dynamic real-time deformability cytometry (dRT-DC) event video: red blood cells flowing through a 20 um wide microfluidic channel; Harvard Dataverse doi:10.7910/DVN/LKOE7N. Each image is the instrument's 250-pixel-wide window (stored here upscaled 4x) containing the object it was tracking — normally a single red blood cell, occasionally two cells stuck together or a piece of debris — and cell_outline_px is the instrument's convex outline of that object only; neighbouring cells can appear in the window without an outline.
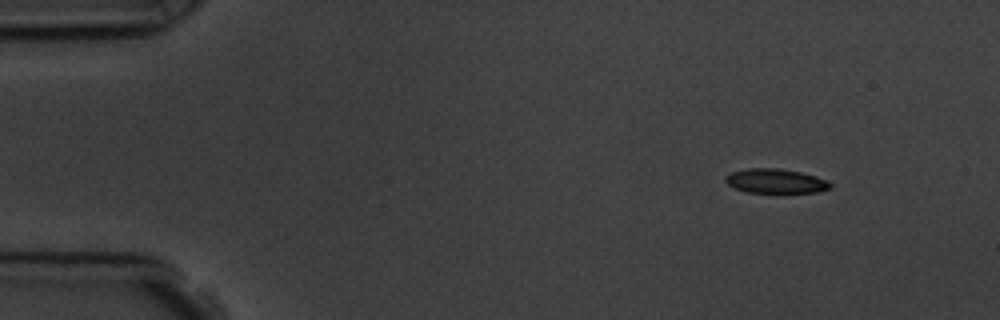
{"species": "common noctule bat (a hibernating species)", "species_latin": "Nyctalus noctula", "temperature_condition": "room temperature", "stored_images_in_passage": 4, "camera_frame_rate_fps": 3000, "um_per_image_px": 0.085, "animal": {"sex": "male", "body_mass_g": 19.5, "forearm_length_mm": 54.6}, "frame": {"image": 1, "passage_image": 1, "time_ms": 0.0, "image_size_px": [1000, 320], "cell_outline_px": [[832, 188], [816, 192], [784, 196], [748, 192], [736, 188], [728, 184], [724, 180], [724, 176], [732, 172], [748, 168], [776, 168], [800, 172], [816, 176], [832, 184]], "centroid_in_image_um": [65.95, 15.45], "position_along_channel_um": 19.1, "area_um2": 15.66}}
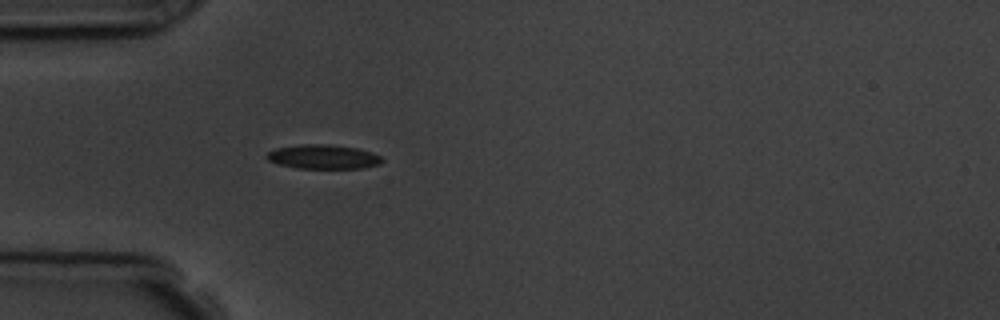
{"frame": {"image": 2, "passage_image": 4, "time_ms": 3.333, "image_size_px": [1000, 320], "cell_outline_px": [[384, 160], [380, 164], [364, 168], [296, 168], [280, 164], [268, 160], [264, 156], [268, 152], [276, 148], [300, 144], [328, 144], [356, 148], [372, 152], [380, 156]], "centroid_in_image_um": [27.48, 13.32], "position_along_channel_um": 57.5, "area_um2": 16.3}}